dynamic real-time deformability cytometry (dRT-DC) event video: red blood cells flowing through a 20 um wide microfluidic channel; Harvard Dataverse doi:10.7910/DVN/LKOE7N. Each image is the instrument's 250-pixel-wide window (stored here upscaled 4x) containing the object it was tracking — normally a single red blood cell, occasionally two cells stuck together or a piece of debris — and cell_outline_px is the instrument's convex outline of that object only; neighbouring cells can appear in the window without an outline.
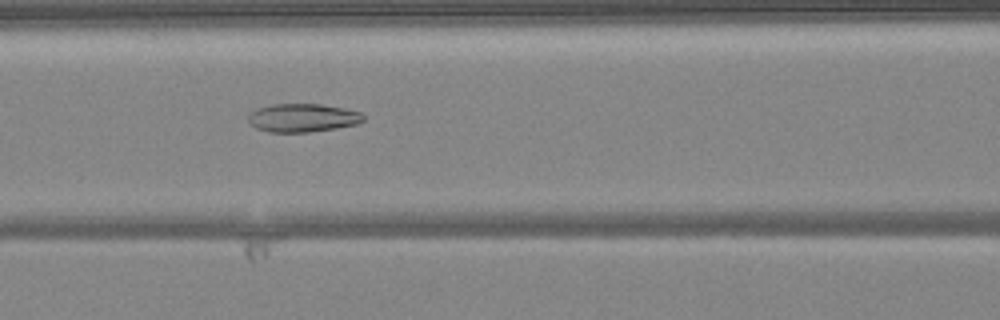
{"species": "common noctule bat (a hibernating species)", "species_latin": "Nyctalus noctula", "temperature_condition": "warm", "stored_images_in_passage": 30, "camera_frame_rate_fps": 3000, "um_per_image_px": 0.085, "animal": {"sex": "female", "body_mass_g": 24.6, "forearm_length_mm": 56.2}, "frame": {"image": 1, "passage_image": 6, "time_ms": 1.667, "image_size_px": [1000, 320], "cell_outline_px": [[364, 120], [360, 124], [336, 128], [308, 132], [268, 132], [256, 128], [248, 120], [248, 112], [256, 108], [272, 104], [320, 104], [344, 108], [360, 112], [364, 116]], "centroid_in_image_um": [25.72, 10.01], "position_along_channel_um": 140.9, "area_um2": 19.19}}
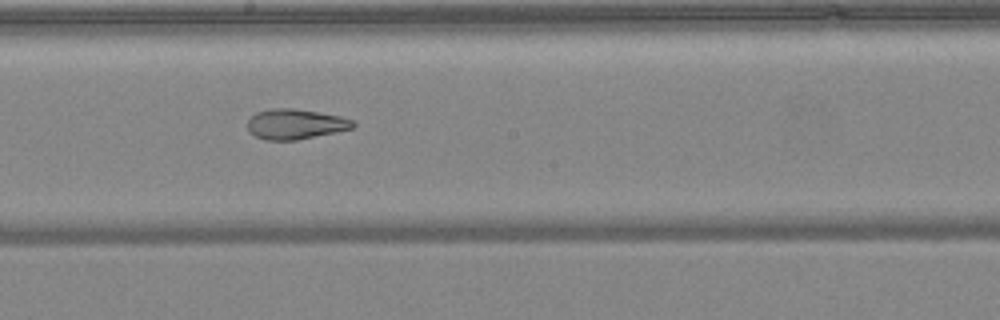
{"frame": {"image": 2, "passage_image": 12, "time_ms": 3.667, "image_size_px": [1000, 320], "cell_outline_px": [[356, 124], [352, 128], [336, 132], [296, 140], [264, 140], [256, 136], [248, 128], [248, 120], [256, 112], [272, 108], [292, 108], [340, 116], [352, 120]], "centroid_in_image_um": [25.1, 10.55], "position_along_channel_um": 223.1, "area_um2": 18.32}}
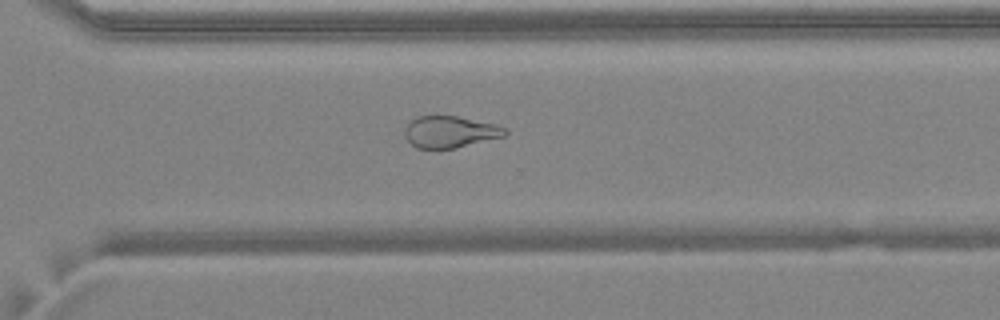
{"frame": {"image": 3, "passage_image": 20, "time_ms": 6.333, "image_size_px": [1000, 320], "cell_outline_px": [[508, 132], [504, 136], [456, 148], [416, 148], [404, 136], [404, 128], [408, 120], [416, 116], [456, 116], [496, 124], [508, 128]], "centroid_in_image_um": [38.23, 11.19], "position_along_channel_um": 332.4, "area_um2": 18.67}, "authors_computed_cell_mechanics": {"area_um2": 19.2474, "velocity_mm_per_s": 4.1164, "shape_relaxation_time_tau1_ms": null, "shape_relaxation_time_tau2_ms": 2.7894, "deformation_change_tau1": null, "deformation_change_tau2": 0.0959}}